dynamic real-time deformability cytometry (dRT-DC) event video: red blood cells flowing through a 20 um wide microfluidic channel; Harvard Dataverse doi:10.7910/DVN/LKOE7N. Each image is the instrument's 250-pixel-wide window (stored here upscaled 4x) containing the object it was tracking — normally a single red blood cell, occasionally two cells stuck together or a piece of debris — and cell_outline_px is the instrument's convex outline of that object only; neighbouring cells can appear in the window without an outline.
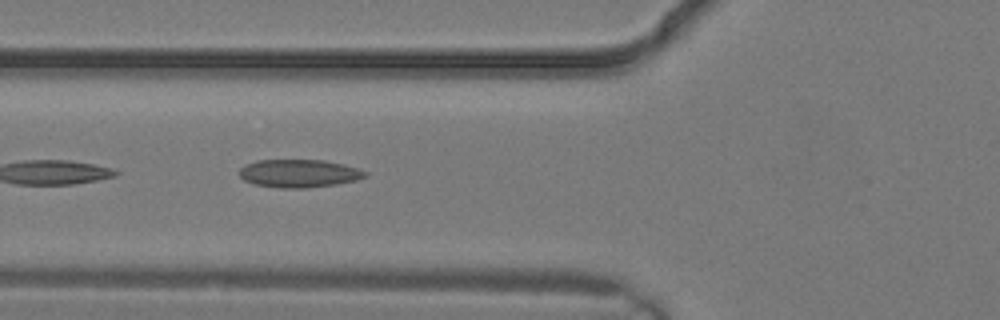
{"species": "common noctule bat (a hibernating species)", "species_latin": "Nyctalus noctula", "temperature_condition": "warm", "stored_images_in_passage": 3, "camera_frame_rate_fps": 3000, "um_per_image_px": 0.085, "animal": {"sex": "male", "body_mass_g": 19.2, "forearm_length_mm": 51.8}, "frame": {"image": 1, "passage_image": 3, "time_ms": 0.667, "image_size_px": [1000, 320], "cell_outline_px": [[368, 176], [356, 180], [336, 184], [304, 188], [280, 188], [252, 184], [244, 180], [240, 176], [240, 168], [244, 164], [256, 160], [324, 160], [344, 164], [368, 172]], "centroid_in_image_um": [25.4, 14.73], "position_along_channel_um": 100.4, "area_um2": 20.63}}